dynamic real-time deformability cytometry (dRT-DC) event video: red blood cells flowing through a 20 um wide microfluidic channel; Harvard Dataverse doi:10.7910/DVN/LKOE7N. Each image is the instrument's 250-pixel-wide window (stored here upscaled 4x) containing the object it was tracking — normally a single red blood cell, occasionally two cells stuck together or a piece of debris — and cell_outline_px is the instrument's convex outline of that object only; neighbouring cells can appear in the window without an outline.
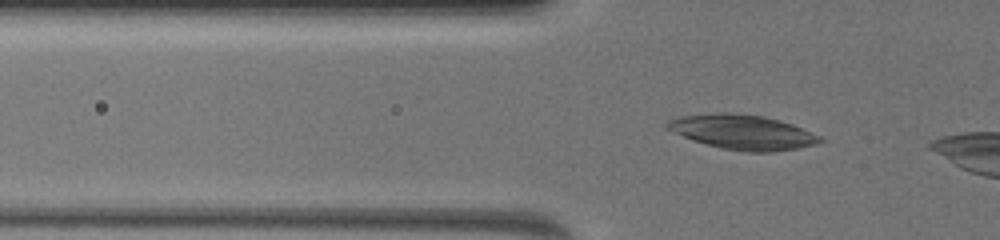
{"species": "common noctule bat (a hibernating species)", "species_latin": "Nyctalus noctula", "temperature_condition": "warm", "stored_images_in_passage": 5, "camera_frame_rate_fps": 3000, "um_per_image_px": 0.085, "animal": {"sex": "female", "body_mass_g": 19.5, "forearm_length_mm": 54.1}, "frame": {"image": 1, "passage_image": 4, "time_ms": 0.667, "image_size_px": [1000, 240], "cell_outline_px": [[824, 140], [816, 144], [796, 148], [772, 152], [744, 152], [720, 148], [692, 140], [672, 132], [664, 128], [664, 124], [668, 120], [680, 116], [720, 112], [732, 112], [764, 116], [780, 120], [792, 124], [820, 136]], "centroid_in_image_um": [63.07, 11.22], "position_along_channel_um": 62.7, "area_um2": 31.1}}